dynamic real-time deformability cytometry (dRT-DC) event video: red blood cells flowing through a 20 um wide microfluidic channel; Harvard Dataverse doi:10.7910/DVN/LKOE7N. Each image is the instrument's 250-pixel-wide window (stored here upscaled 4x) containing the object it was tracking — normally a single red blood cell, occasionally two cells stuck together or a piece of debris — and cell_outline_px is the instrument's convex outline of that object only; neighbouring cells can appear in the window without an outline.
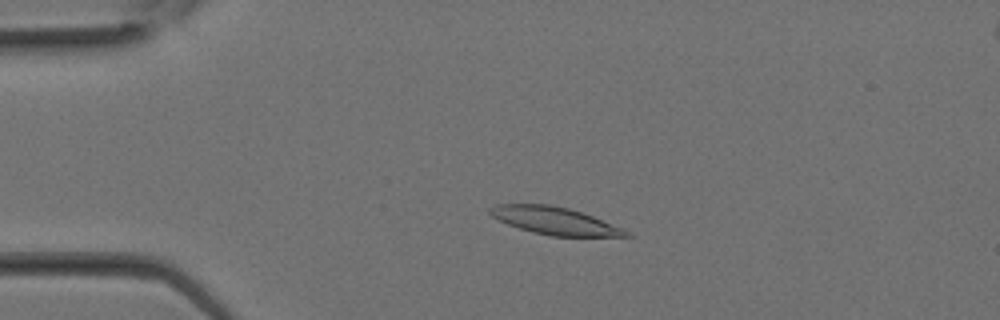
{"species": "Egyptian fruit bat (a non-hibernating species)", "species_latin": "Rousettus aegyptiacus", "temperature_condition": "room temperature", "stored_images_in_passage": 15, "camera_frame_rate_fps": 3000, "um_per_image_px": 0.085, "animal": {"sex": "female"}, "frame": {"image": 1, "passage_image": 7, "time_ms": 2.0, "image_size_px": [1000, 320], "cell_outline_px": [[632, 236], [548, 236], [532, 232], [508, 224], [492, 216], [488, 212], [488, 208], [496, 204], [548, 204], [568, 208], [592, 216], [624, 228]], "centroid_in_image_um": [47.13, 18.76], "position_along_channel_um": 37.9, "area_um2": 21.62}}
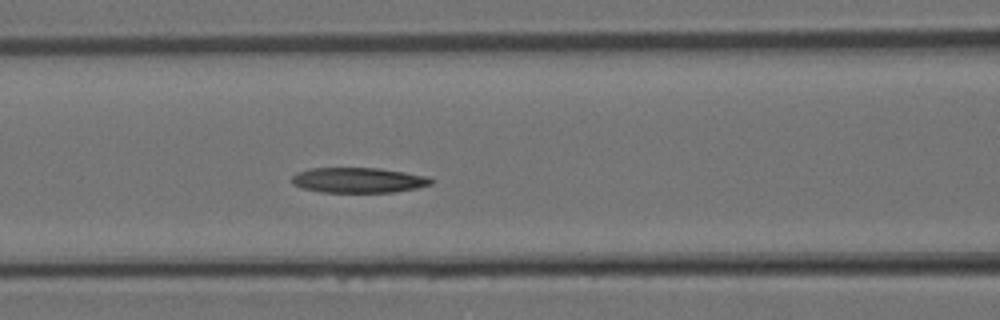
{"frame": {"image": 2, "passage_image": 13, "time_ms": 4.0, "image_size_px": [1000, 320], "cell_outline_px": [[436, 180], [432, 184], [416, 188], [392, 192], [320, 192], [304, 188], [292, 184], [292, 176], [296, 172], [308, 168], [380, 168], [428, 176]], "centroid_in_image_um": [30.47, 15.31], "position_along_channel_um": 136.1, "area_um2": 20.58}}
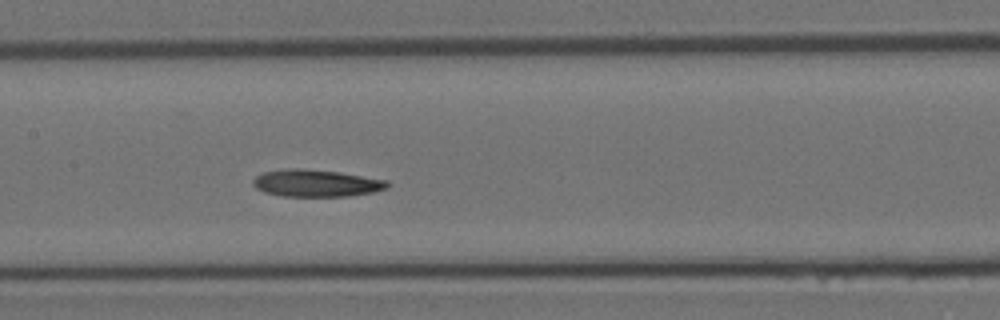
{"frame": {"image": 3, "passage_image": 15, "time_ms": 4.667, "image_size_px": [1000, 320], "cell_outline_px": [[388, 188], [372, 192], [348, 196], [284, 196], [264, 192], [256, 188], [252, 184], [252, 180], [260, 172], [288, 168], [304, 168], [340, 172], [388, 180]], "centroid_in_image_um": [26.84, 15.55], "position_along_channel_um": 180.6, "area_um2": 21.39}}